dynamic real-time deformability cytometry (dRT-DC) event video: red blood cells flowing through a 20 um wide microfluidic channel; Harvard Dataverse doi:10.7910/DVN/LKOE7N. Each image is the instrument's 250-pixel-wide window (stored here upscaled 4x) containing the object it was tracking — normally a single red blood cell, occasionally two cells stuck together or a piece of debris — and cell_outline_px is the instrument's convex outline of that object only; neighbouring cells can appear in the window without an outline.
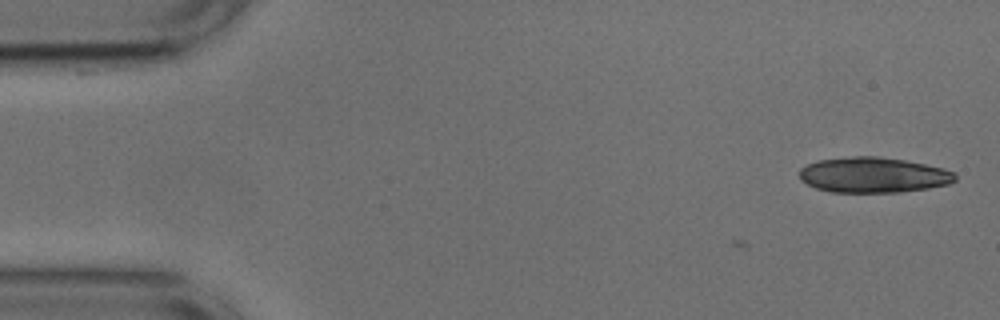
{"species": "common noctule bat (a hibernating species)", "species_latin": "Nyctalus noctula", "temperature_condition": "cold", "stored_images_in_passage": 5, "camera_frame_rate_fps": 3000, "um_per_image_px": 0.085, "animal": {"sex": "male", "body_mass_g": 17.9, "forearm_length_mm": 54.2}, "frame": {"image": 1, "passage_image": 1, "time_ms": 0.0, "image_size_px": [1000, 320], "cell_outline_px": [[956, 180], [948, 184], [928, 188], [900, 192], [828, 192], [816, 188], [800, 180], [800, 168], [816, 160], [852, 156], [876, 156], [904, 160], [944, 168], [956, 172]], "centroid_in_image_um": [74.23, 14.87], "position_along_channel_um": 10.8, "area_um2": 32.25}}